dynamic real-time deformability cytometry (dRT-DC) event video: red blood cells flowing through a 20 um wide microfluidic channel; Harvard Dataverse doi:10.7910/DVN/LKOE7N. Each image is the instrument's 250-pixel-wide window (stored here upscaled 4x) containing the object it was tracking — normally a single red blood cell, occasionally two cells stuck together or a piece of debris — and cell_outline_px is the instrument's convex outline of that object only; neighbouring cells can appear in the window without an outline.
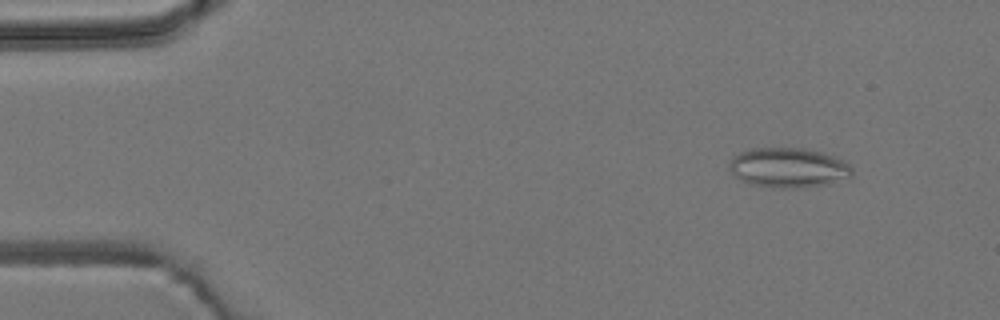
{"species": "common noctule bat (a hibernating species)", "species_latin": "Nyctalus noctula", "temperature_condition": "room temperature", "stored_images_in_passage": 5, "camera_frame_rate_fps": 3000, "um_per_image_px": 0.085, "animal": {"sex": "male", "body_mass_g": 19.2, "forearm_length_mm": 51.8}, "frame": {"image": 1, "passage_image": 1, "time_ms": 0.0, "image_size_px": [1000, 320], "cell_outline_px": [[852, 176], [820, 184], [792, 188], [780, 188], [752, 184], [740, 180], [728, 168], [728, 164], [732, 156], [748, 148], [804, 148], [820, 152], [832, 156], [848, 164], [852, 168]], "centroid_in_image_um": [66.92, 14.23], "position_along_channel_um": 18.1, "area_um2": 27.98}}